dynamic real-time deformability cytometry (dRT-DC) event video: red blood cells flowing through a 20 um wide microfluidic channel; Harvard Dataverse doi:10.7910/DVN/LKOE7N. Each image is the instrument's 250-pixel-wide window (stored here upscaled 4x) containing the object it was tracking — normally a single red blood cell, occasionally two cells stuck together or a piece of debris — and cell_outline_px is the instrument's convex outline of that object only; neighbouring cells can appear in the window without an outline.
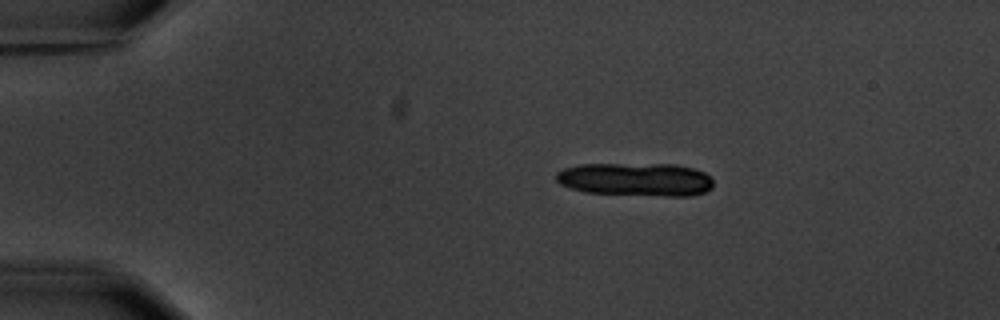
{"species": "common noctule bat (a hibernating species)", "species_latin": "Nyctalus noctula", "temperature_condition": "warm", "stored_images_in_passage": 3, "camera_frame_rate_fps": 3000, "um_per_image_px": 0.085, "animal": {"sex": "male", "body_mass_g": 20.1, "forearm_length_mm": 53.5}, "frame": {"image": 1, "passage_image": 1, "time_ms": 0.0, "image_size_px": [1000, 320], "cell_outline_px": [[712, 188], [704, 192], [688, 196], [668, 196], [584, 192], [560, 184], [556, 180], [556, 172], [564, 168], [580, 164], [676, 164], [692, 168], [704, 172], [712, 180]], "centroid_in_image_um": [54.03, 15.24], "position_along_channel_um": 31.0, "area_um2": 30.46}}